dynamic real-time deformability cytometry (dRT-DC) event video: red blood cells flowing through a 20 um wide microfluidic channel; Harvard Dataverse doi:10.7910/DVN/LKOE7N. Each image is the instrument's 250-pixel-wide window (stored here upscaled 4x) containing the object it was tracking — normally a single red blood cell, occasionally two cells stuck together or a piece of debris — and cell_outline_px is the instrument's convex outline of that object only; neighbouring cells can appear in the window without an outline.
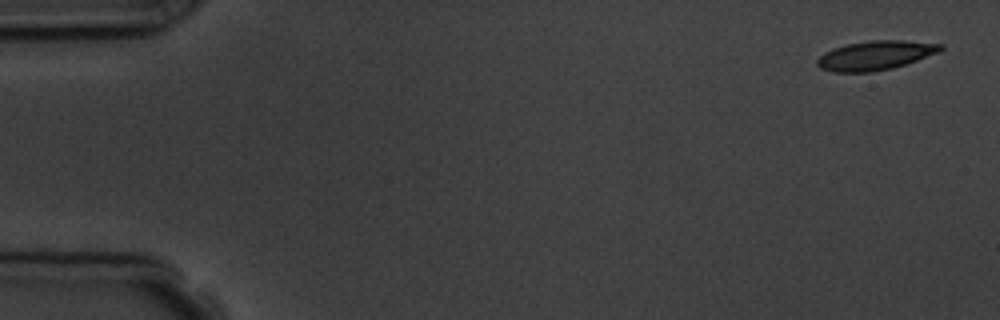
{"species": "common noctule bat (a hibernating species)", "species_latin": "Nyctalus noctula", "temperature_condition": "room temperature", "stored_images_in_passage": 8, "camera_frame_rate_fps": 3000, "um_per_image_px": 0.085, "animal": {"sex": "male", "body_mass_g": 19.5, "forearm_length_mm": 54.6}, "frame": {"image": 1, "passage_image": 1, "time_ms": 0.0, "image_size_px": [1000, 320], "cell_outline_px": [[944, 48], [940, 52], [892, 68], [872, 72], [832, 72], [820, 68], [816, 64], [816, 60], [824, 52], [832, 48], [848, 44], [868, 40], [904, 40], [944, 44]], "centroid_in_image_um": [74.4, 4.7], "position_along_channel_um": 10.6, "area_um2": 21.1}}
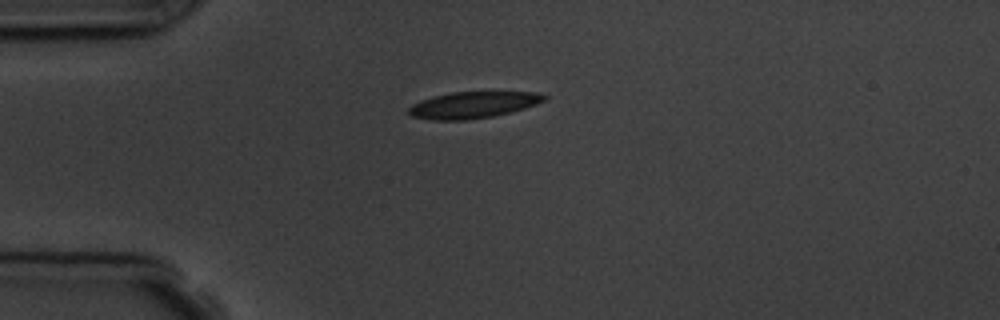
{"frame": {"image": 2, "passage_image": 4, "time_ms": 4.0, "image_size_px": [1000, 320], "cell_outline_px": [[548, 100], [524, 108], [492, 116], [464, 120], [432, 120], [412, 116], [408, 112], [408, 108], [412, 104], [420, 100], [452, 92], [536, 92], [548, 96]], "centroid_in_image_um": [40.22, 8.91], "position_along_channel_um": 44.8, "area_um2": 20.75}}
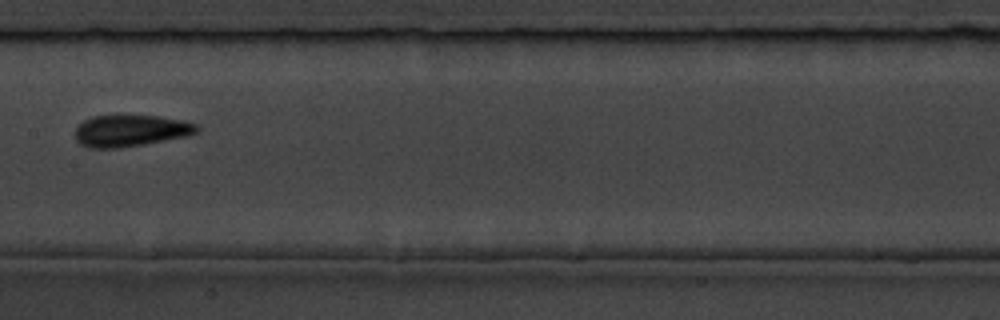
{"frame": {"image": 3, "passage_image": 8, "time_ms": 8.667, "image_size_px": [1000, 320], "cell_outline_px": [[200, 128], [196, 132], [188, 136], [144, 144], [116, 148], [88, 148], [80, 144], [76, 140], [76, 128], [84, 120], [92, 116], [156, 116], [184, 120], [196, 124]], "centroid_in_image_um": [11.11, 11.12], "position_along_channel_um": 196.3, "area_um2": 22.31}}